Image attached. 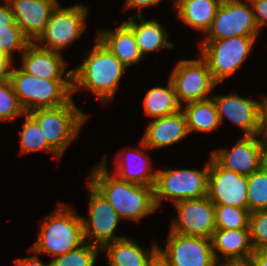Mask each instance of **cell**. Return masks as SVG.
Here are the masks:
<instances>
[{
    "label": "cell",
    "mask_w": 267,
    "mask_h": 266,
    "mask_svg": "<svg viewBox=\"0 0 267 266\" xmlns=\"http://www.w3.org/2000/svg\"><path fill=\"white\" fill-rule=\"evenodd\" d=\"M108 155L91 168L88 181L113 206L121 219L140 221L158 209L154 199V186L123 181L108 168Z\"/></svg>",
    "instance_id": "cell-1"
},
{
    "label": "cell",
    "mask_w": 267,
    "mask_h": 266,
    "mask_svg": "<svg viewBox=\"0 0 267 266\" xmlns=\"http://www.w3.org/2000/svg\"><path fill=\"white\" fill-rule=\"evenodd\" d=\"M125 67L97 37L83 62L72 68V94L86 89L102 104L114 99Z\"/></svg>",
    "instance_id": "cell-2"
},
{
    "label": "cell",
    "mask_w": 267,
    "mask_h": 266,
    "mask_svg": "<svg viewBox=\"0 0 267 266\" xmlns=\"http://www.w3.org/2000/svg\"><path fill=\"white\" fill-rule=\"evenodd\" d=\"M74 209L69 204L58 203L56 209L40 221L38 237L28 251L55 258L83 244L82 216Z\"/></svg>",
    "instance_id": "cell-3"
},
{
    "label": "cell",
    "mask_w": 267,
    "mask_h": 266,
    "mask_svg": "<svg viewBox=\"0 0 267 266\" xmlns=\"http://www.w3.org/2000/svg\"><path fill=\"white\" fill-rule=\"evenodd\" d=\"M28 114L38 123L47 144L61 158L89 118L88 113L76 106L73 97L62 106L38 108Z\"/></svg>",
    "instance_id": "cell-4"
},
{
    "label": "cell",
    "mask_w": 267,
    "mask_h": 266,
    "mask_svg": "<svg viewBox=\"0 0 267 266\" xmlns=\"http://www.w3.org/2000/svg\"><path fill=\"white\" fill-rule=\"evenodd\" d=\"M9 80L26 113L62 106L73 97L72 79H41L14 66Z\"/></svg>",
    "instance_id": "cell-5"
},
{
    "label": "cell",
    "mask_w": 267,
    "mask_h": 266,
    "mask_svg": "<svg viewBox=\"0 0 267 266\" xmlns=\"http://www.w3.org/2000/svg\"><path fill=\"white\" fill-rule=\"evenodd\" d=\"M258 36H234L220 40H201L199 49L214 80L220 84L231 77L253 51Z\"/></svg>",
    "instance_id": "cell-6"
},
{
    "label": "cell",
    "mask_w": 267,
    "mask_h": 266,
    "mask_svg": "<svg viewBox=\"0 0 267 266\" xmlns=\"http://www.w3.org/2000/svg\"><path fill=\"white\" fill-rule=\"evenodd\" d=\"M88 11L89 7L82 3L68 7L58 3L35 43L44 49L63 53L62 49L72 45L85 32Z\"/></svg>",
    "instance_id": "cell-7"
},
{
    "label": "cell",
    "mask_w": 267,
    "mask_h": 266,
    "mask_svg": "<svg viewBox=\"0 0 267 266\" xmlns=\"http://www.w3.org/2000/svg\"><path fill=\"white\" fill-rule=\"evenodd\" d=\"M209 159L203 169H157L154 184V199L157 208L162 200L173 204L180 200L207 196Z\"/></svg>",
    "instance_id": "cell-8"
},
{
    "label": "cell",
    "mask_w": 267,
    "mask_h": 266,
    "mask_svg": "<svg viewBox=\"0 0 267 266\" xmlns=\"http://www.w3.org/2000/svg\"><path fill=\"white\" fill-rule=\"evenodd\" d=\"M169 79L182 105L211 98L212 91L219 85L201 56L179 60Z\"/></svg>",
    "instance_id": "cell-9"
},
{
    "label": "cell",
    "mask_w": 267,
    "mask_h": 266,
    "mask_svg": "<svg viewBox=\"0 0 267 266\" xmlns=\"http://www.w3.org/2000/svg\"><path fill=\"white\" fill-rule=\"evenodd\" d=\"M87 184L89 205L87 218L82 217L83 235L85 241L102 249L126 236L115 234L121 218L107 199L89 182Z\"/></svg>",
    "instance_id": "cell-10"
},
{
    "label": "cell",
    "mask_w": 267,
    "mask_h": 266,
    "mask_svg": "<svg viewBox=\"0 0 267 266\" xmlns=\"http://www.w3.org/2000/svg\"><path fill=\"white\" fill-rule=\"evenodd\" d=\"M259 32L249 0H222L204 40L258 36Z\"/></svg>",
    "instance_id": "cell-11"
},
{
    "label": "cell",
    "mask_w": 267,
    "mask_h": 266,
    "mask_svg": "<svg viewBox=\"0 0 267 266\" xmlns=\"http://www.w3.org/2000/svg\"><path fill=\"white\" fill-rule=\"evenodd\" d=\"M177 217L171 219L170 231L211 239L216 230L215 204L206 196L174 203Z\"/></svg>",
    "instance_id": "cell-12"
},
{
    "label": "cell",
    "mask_w": 267,
    "mask_h": 266,
    "mask_svg": "<svg viewBox=\"0 0 267 266\" xmlns=\"http://www.w3.org/2000/svg\"><path fill=\"white\" fill-rule=\"evenodd\" d=\"M166 246L158 251L172 266H218L211 239L169 230Z\"/></svg>",
    "instance_id": "cell-13"
},
{
    "label": "cell",
    "mask_w": 267,
    "mask_h": 266,
    "mask_svg": "<svg viewBox=\"0 0 267 266\" xmlns=\"http://www.w3.org/2000/svg\"><path fill=\"white\" fill-rule=\"evenodd\" d=\"M207 197L215 205L248 210L247 176L221 167L209 156Z\"/></svg>",
    "instance_id": "cell-14"
},
{
    "label": "cell",
    "mask_w": 267,
    "mask_h": 266,
    "mask_svg": "<svg viewBox=\"0 0 267 266\" xmlns=\"http://www.w3.org/2000/svg\"><path fill=\"white\" fill-rule=\"evenodd\" d=\"M220 123L225 117L240 128L242 135H256L261 132L262 100L257 101L245 96L240 97L237 91L229 95L212 94Z\"/></svg>",
    "instance_id": "cell-15"
},
{
    "label": "cell",
    "mask_w": 267,
    "mask_h": 266,
    "mask_svg": "<svg viewBox=\"0 0 267 266\" xmlns=\"http://www.w3.org/2000/svg\"><path fill=\"white\" fill-rule=\"evenodd\" d=\"M260 134L242 135L235 145L212 150L210 156L223 168L249 176L260 168Z\"/></svg>",
    "instance_id": "cell-16"
},
{
    "label": "cell",
    "mask_w": 267,
    "mask_h": 266,
    "mask_svg": "<svg viewBox=\"0 0 267 266\" xmlns=\"http://www.w3.org/2000/svg\"><path fill=\"white\" fill-rule=\"evenodd\" d=\"M139 144L141 148H138V146H135V148L126 146L123 150L121 149L120 153L116 154L117 157L114 158L115 170L112 173L123 181L154 186L157 170L151 171L152 160L147 153L149 148L142 139Z\"/></svg>",
    "instance_id": "cell-17"
},
{
    "label": "cell",
    "mask_w": 267,
    "mask_h": 266,
    "mask_svg": "<svg viewBox=\"0 0 267 266\" xmlns=\"http://www.w3.org/2000/svg\"><path fill=\"white\" fill-rule=\"evenodd\" d=\"M211 243L218 264H247L255 251L250 229H216Z\"/></svg>",
    "instance_id": "cell-18"
},
{
    "label": "cell",
    "mask_w": 267,
    "mask_h": 266,
    "mask_svg": "<svg viewBox=\"0 0 267 266\" xmlns=\"http://www.w3.org/2000/svg\"><path fill=\"white\" fill-rule=\"evenodd\" d=\"M63 54L39 47L35 42H30L21 54L20 68L27 74L41 79H72V69L66 68L68 61Z\"/></svg>",
    "instance_id": "cell-19"
},
{
    "label": "cell",
    "mask_w": 267,
    "mask_h": 266,
    "mask_svg": "<svg viewBox=\"0 0 267 266\" xmlns=\"http://www.w3.org/2000/svg\"><path fill=\"white\" fill-rule=\"evenodd\" d=\"M23 35L35 42L43 33L58 0H7Z\"/></svg>",
    "instance_id": "cell-20"
},
{
    "label": "cell",
    "mask_w": 267,
    "mask_h": 266,
    "mask_svg": "<svg viewBox=\"0 0 267 266\" xmlns=\"http://www.w3.org/2000/svg\"><path fill=\"white\" fill-rule=\"evenodd\" d=\"M189 135L183 110L149 121L141 138L149 149L163 148L177 144Z\"/></svg>",
    "instance_id": "cell-21"
},
{
    "label": "cell",
    "mask_w": 267,
    "mask_h": 266,
    "mask_svg": "<svg viewBox=\"0 0 267 266\" xmlns=\"http://www.w3.org/2000/svg\"><path fill=\"white\" fill-rule=\"evenodd\" d=\"M97 38L127 68L144 59L137 47L133 30L124 21L115 30L100 29Z\"/></svg>",
    "instance_id": "cell-22"
},
{
    "label": "cell",
    "mask_w": 267,
    "mask_h": 266,
    "mask_svg": "<svg viewBox=\"0 0 267 266\" xmlns=\"http://www.w3.org/2000/svg\"><path fill=\"white\" fill-rule=\"evenodd\" d=\"M123 21L133 30L137 47L143 58L147 53L174 47V44L168 41V32L157 20L150 19L146 21L143 15H135Z\"/></svg>",
    "instance_id": "cell-23"
},
{
    "label": "cell",
    "mask_w": 267,
    "mask_h": 266,
    "mask_svg": "<svg viewBox=\"0 0 267 266\" xmlns=\"http://www.w3.org/2000/svg\"><path fill=\"white\" fill-rule=\"evenodd\" d=\"M158 246L159 244L154 241L151 248L146 250L126 236L106 244L101 251L106 254L109 266H147L158 251Z\"/></svg>",
    "instance_id": "cell-24"
},
{
    "label": "cell",
    "mask_w": 267,
    "mask_h": 266,
    "mask_svg": "<svg viewBox=\"0 0 267 266\" xmlns=\"http://www.w3.org/2000/svg\"><path fill=\"white\" fill-rule=\"evenodd\" d=\"M222 0H174L177 17L185 25L206 34Z\"/></svg>",
    "instance_id": "cell-25"
},
{
    "label": "cell",
    "mask_w": 267,
    "mask_h": 266,
    "mask_svg": "<svg viewBox=\"0 0 267 266\" xmlns=\"http://www.w3.org/2000/svg\"><path fill=\"white\" fill-rule=\"evenodd\" d=\"M166 85L167 87L155 86L145 94L143 111L151 120L174 114L183 108L170 79H168Z\"/></svg>",
    "instance_id": "cell-26"
},
{
    "label": "cell",
    "mask_w": 267,
    "mask_h": 266,
    "mask_svg": "<svg viewBox=\"0 0 267 266\" xmlns=\"http://www.w3.org/2000/svg\"><path fill=\"white\" fill-rule=\"evenodd\" d=\"M182 110L186 116L189 134L195 131L211 133L221 125L212 97L206 100L186 103L183 105Z\"/></svg>",
    "instance_id": "cell-27"
},
{
    "label": "cell",
    "mask_w": 267,
    "mask_h": 266,
    "mask_svg": "<svg viewBox=\"0 0 267 266\" xmlns=\"http://www.w3.org/2000/svg\"><path fill=\"white\" fill-rule=\"evenodd\" d=\"M24 123L20 131L21 154L45 151L52 153L58 161L61 157L47 144L38 123L28 114L24 115Z\"/></svg>",
    "instance_id": "cell-28"
},
{
    "label": "cell",
    "mask_w": 267,
    "mask_h": 266,
    "mask_svg": "<svg viewBox=\"0 0 267 266\" xmlns=\"http://www.w3.org/2000/svg\"><path fill=\"white\" fill-rule=\"evenodd\" d=\"M248 210H267V172L261 167L247 176Z\"/></svg>",
    "instance_id": "cell-29"
},
{
    "label": "cell",
    "mask_w": 267,
    "mask_h": 266,
    "mask_svg": "<svg viewBox=\"0 0 267 266\" xmlns=\"http://www.w3.org/2000/svg\"><path fill=\"white\" fill-rule=\"evenodd\" d=\"M99 250L101 248L85 241L78 248L53 258L50 263L51 266H94Z\"/></svg>",
    "instance_id": "cell-30"
},
{
    "label": "cell",
    "mask_w": 267,
    "mask_h": 266,
    "mask_svg": "<svg viewBox=\"0 0 267 266\" xmlns=\"http://www.w3.org/2000/svg\"><path fill=\"white\" fill-rule=\"evenodd\" d=\"M249 214L235 206L215 205L216 229H249Z\"/></svg>",
    "instance_id": "cell-31"
},
{
    "label": "cell",
    "mask_w": 267,
    "mask_h": 266,
    "mask_svg": "<svg viewBox=\"0 0 267 266\" xmlns=\"http://www.w3.org/2000/svg\"><path fill=\"white\" fill-rule=\"evenodd\" d=\"M9 79H0V121H12L25 115Z\"/></svg>",
    "instance_id": "cell-32"
},
{
    "label": "cell",
    "mask_w": 267,
    "mask_h": 266,
    "mask_svg": "<svg viewBox=\"0 0 267 266\" xmlns=\"http://www.w3.org/2000/svg\"><path fill=\"white\" fill-rule=\"evenodd\" d=\"M30 41L23 35L16 22L12 25L0 26V48L13 58L15 51L21 54Z\"/></svg>",
    "instance_id": "cell-33"
},
{
    "label": "cell",
    "mask_w": 267,
    "mask_h": 266,
    "mask_svg": "<svg viewBox=\"0 0 267 266\" xmlns=\"http://www.w3.org/2000/svg\"><path fill=\"white\" fill-rule=\"evenodd\" d=\"M249 229L255 250H267V210L249 214Z\"/></svg>",
    "instance_id": "cell-34"
},
{
    "label": "cell",
    "mask_w": 267,
    "mask_h": 266,
    "mask_svg": "<svg viewBox=\"0 0 267 266\" xmlns=\"http://www.w3.org/2000/svg\"><path fill=\"white\" fill-rule=\"evenodd\" d=\"M259 31L267 24V0H249Z\"/></svg>",
    "instance_id": "cell-35"
},
{
    "label": "cell",
    "mask_w": 267,
    "mask_h": 266,
    "mask_svg": "<svg viewBox=\"0 0 267 266\" xmlns=\"http://www.w3.org/2000/svg\"><path fill=\"white\" fill-rule=\"evenodd\" d=\"M162 1L163 0H125L124 8L125 10L134 8L136 9V15H143L141 9L157 6Z\"/></svg>",
    "instance_id": "cell-36"
},
{
    "label": "cell",
    "mask_w": 267,
    "mask_h": 266,
    "mask_svg": "<svg viewBox=\"0 0 267 266\" xmlns=\"http://www.w3.org/2000/svg\"><path fill=\"white\" fill-rule=\"evenodd\" d=\"M14 58L0 48V79H10Z\"/></svg>",
    "instance_id": "cell-37"
},
{
    "label": "cell",
    "mask_w": 267,
    "mask_h": 266,
    "mask_svg": "<svg viewBox=\"0 0 267 266\" xmlns=\"http://www.w3.org/2000/svg\"><path fill=\"white\" fill-rule=\"evenodd\" d=\"M0 2V26L12 25L15 23V17L12 12L11 6L7 0Z\"/></svg>",
    "instance_id": "cell-38"
},
{
    "label": "cell",
    "mask_w": 267,
    "mask_h": 266,
    "mask_svg": "<svg viewBox=\"0 0 267 266\" xmlns=\"http://www.w3.org/2000/svg\"><path fill=\"white\" fill-rule=\"evenodd\" d=\"M16 266H51V263H44L41 261L37 253L30 257L16 258L14 261Z\"/></svg>",
    "instance_id": "cell-39"
},
{
    "label": "cell",
    "mask_w": 267,
    "mask_h": 266,
    "mask_svg": "<svg viewBox=\"0 0 267 266\" xmlns=\"http://www.w3.org/2000/svg\"><path fill=\"white\" fill-rule=\"evenodd\" d=\"M247 264L249 266H267V250H255Z\"/></svg>",
    "instance_id": "cell-40"
},
{
    "label": "cell",
    "mask_w": 267,
    "mask_h": 266,
    "mask_svg": "<svg viewBox=\"0 0 267 266\" xmlns=\"http://www.w3.org/2000/svg\"><path fill=\"white\" fill-rule=\"evenodd\" d=\"M261 137L267 138V95H262Z\"/></svg>",
    "instance_id": "cell-41"
},
{
    "label": "cell",
    "mask_w": 267,
    "mask_h": 266,
    "mask_svg": "<svg viewBox=\"0 0 267 266\" xmlns=\"http://www.w3.org/2000/svg\"><path fill=\"white\" fill-rule=\"evenodd\" d=\"M260 167L267 172V138L260 137Z\"/></svg>",
    "instance_id": "cell-42"
},
{
    "label": "cell",
    "mask_w": 267,
    "mask_h": 266,
    "mask_svg": "<svg viewBox=\"0 0 267 266\" xmlns=\"http://www.w3.org/2000/svg\"><path fill=\"white\" fill-rule=\"evenodd\" d=\"M147 266H172L166 258L157 251L154 256L149 260Z\"/></svg>",
    "instance_id": "cell-43"
},
{
    "label": "cell",
    "mask_w": 267,
    "mask_h": 266,
    "mask_svg": "<svg viewBox=\"0 0 267 266\" xmlns=\"http://www.w3.org/2000/svg\"><path fill=\"white\" fill-rule=\"evenodd\" d=\"M218 266H249L248 264H218Z\"/></svg>",
    "instance_id": "cell-44"
}]
</instances>
